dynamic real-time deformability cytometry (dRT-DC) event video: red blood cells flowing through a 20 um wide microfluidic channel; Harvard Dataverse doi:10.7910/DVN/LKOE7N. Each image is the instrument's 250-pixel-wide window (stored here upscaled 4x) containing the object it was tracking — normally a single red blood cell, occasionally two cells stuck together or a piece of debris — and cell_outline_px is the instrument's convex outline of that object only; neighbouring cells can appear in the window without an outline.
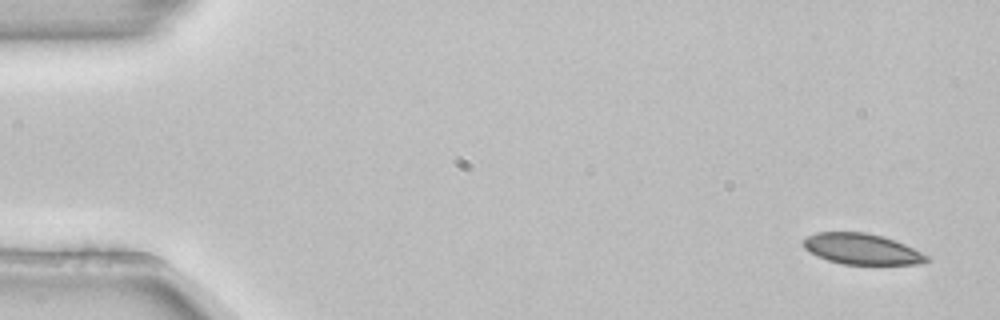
{"species": "common noctule bat (a hibernating species)", "species_latin": "Nyctalus noctula", "temperature_condition": "room temperature", "stored_images_in_passage": 4, "camera_frame_rate_fps": 3000, "um_per_image_px": 0.085, "animal": {"sex": "female", "body_mass_g": 22.7, "forearm_length_mm": 54.2}, "frame": {"image": 1, "passage_image": 1, "time_ms": 0.0, "image_size_px": [1000, 320], "cell_outline_px": [[928, 260], [924, 264], [840, 264], [816, 256], [804, 248], [800, 240], [816, 232], [864, 232], [884, 236], [896, 240], [928, 256]], "centroid_in_image_um": [73.21, 21.16], "position_along_channel_um": 11.8, "area_um2": 22.25}}
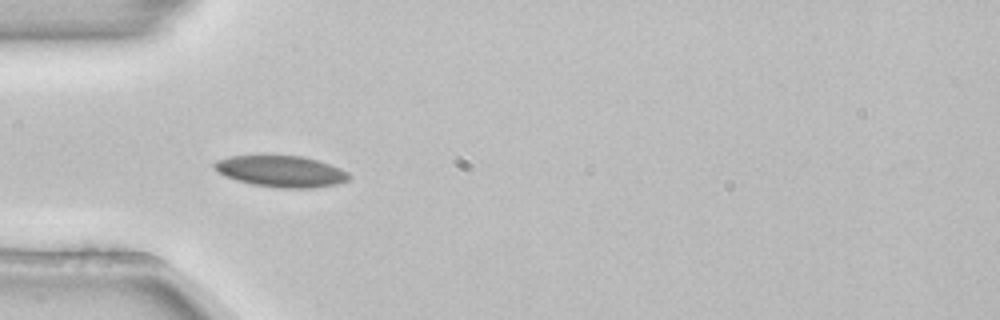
{"frame": {"image": 2, "passage_image": 4, "time_ms": 1.0, "image_size_px": [1000, 320], "cell_outline_px": [[352, 180], [336, 184], [312, 188], [276, 188], [252, 184], [236, 180], [224, 176], [216, 172], [212, 168], [212, 164], [216, 160], [232, 156], [304, 156], [340, 168], [348, 172], [352, 176]], "centroid_in_image_um": [23.88, 14.57], "position_along_channel_um": 61.1, "area_um2": 24.8}}